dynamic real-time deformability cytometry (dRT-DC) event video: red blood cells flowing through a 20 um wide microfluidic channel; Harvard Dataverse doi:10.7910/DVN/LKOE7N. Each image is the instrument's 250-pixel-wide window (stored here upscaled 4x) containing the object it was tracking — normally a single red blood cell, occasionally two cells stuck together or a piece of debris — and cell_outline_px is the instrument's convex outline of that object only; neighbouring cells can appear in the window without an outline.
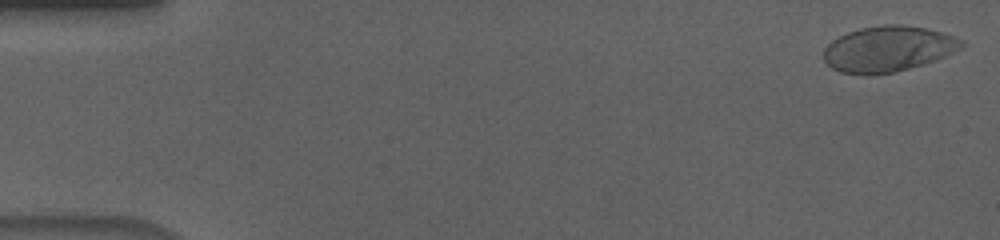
{"species": "human", "species_latin": "Homo sapiens", "temperature_condition": "cold", "stored_images_in_passage": 56, "camera_frame_rate_fps": 3000, "um_per_image_px": 0.085, "donor": {"sex": "male"}, "frame": {"image": 1, "passage_image": 1, "time_ms": 0.0, "image_size_px": [1000, 240], "cell_outline_px": [[968, 44], [936, 60], [908, 68], [892, 72], [868, 76], [864, 76], [840, 72], [832, 68], [824, 60], [824, 48], [832, 40], [848, 32], [860, 28], [884, 24], [900, 24], [924, 28], [940, 32], [964, 40]], "centroid_in_image_um": [75.46, 4.16], "position_along_channel_um": 9.5, "area_um2": 36.65}}
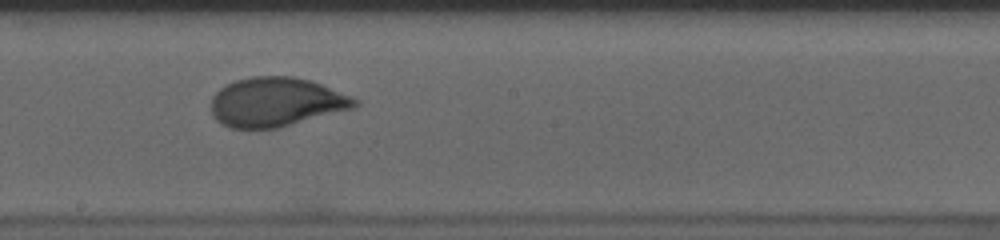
{"frame": {"image": 2, "passage_image": 31, "time_ms": 10.0, "image_size_px": [1000, 240], "cell_outline_px": [[360, 104], [352, 108], [276, 128], [228, 128], [220, 124], [212, 116], [212, 96], [220, 88], [236, 80], [252, 76], [292, 76], [308, 80], [320, 84], [352, 96], [360, 100]], "centroid_in_image_um": [23.44, 8.67], "position_along_channel_um": 224.8, "area_um2": 40.92}}
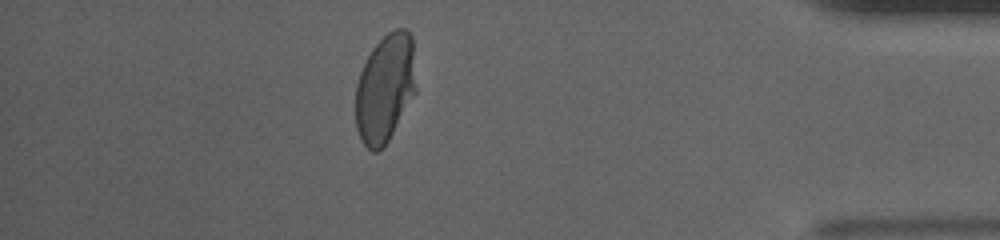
{"frame": {"image": 3, "passage_image": 49, "time_ms": 16.0, "image_size_px": [1000, 240], "cell_outline_px": [[416, 92], [388, 140], [376, 152], [372, 152], [360, 140], [356, 128], [356, 84], [360, 72], [372, 48], [388, 32], [396, 28], [408, 28], [412, 36], [416, 88]], "centroid_in_image_um": [32.73, 7.47], "position_along_channel_um": 402.5, "area_um2": 38.09}, "authors_computed_cell_mechanics": {"area_um2": 39.7953, "velocity_mm_per_s": 3.6241, "shape_relaxation_time_tau1_ms": 5.893, "shape_relaxation_time_tau2_ms": null, "deformation_change_tau1": 0.1821, "deformation_change_tau2": null}}